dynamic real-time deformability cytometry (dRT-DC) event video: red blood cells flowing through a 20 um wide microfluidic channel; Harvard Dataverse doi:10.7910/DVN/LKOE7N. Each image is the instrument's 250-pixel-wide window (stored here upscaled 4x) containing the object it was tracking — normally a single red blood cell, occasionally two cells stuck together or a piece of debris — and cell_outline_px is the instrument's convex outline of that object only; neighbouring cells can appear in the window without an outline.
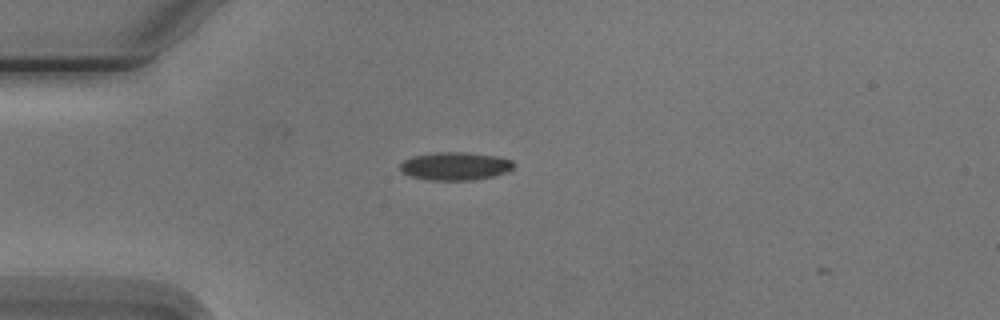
{"species": "Egyptian fruit bat (a non-hibernating species)", "species_latin": "Rousettus aegyptiacus", "temperature_condition": "cold", "stored_images_in_passage": 6, "camera_frame_rate_fps": 3000, "um_per_image_px": 0.085, "animal": {"sex": "male"}, "frame": {"image": 1, "passage_image": 5, "time_ms": 4.667, "image_size_px": [1000, 320], "cell_outline_px": [[516, 164], [508, 172], [492, 176], [472, 180], [428, 180], [412, 176], [400, 172], [400, 164], [404, 160], [412, 156], [436, 152], [468, 152], [496, 156], [512, 160]], "centroid_in_image_um": [38.69, 14.11], "position_along_channel_um": 46.3, "area_um2": 18.67}}